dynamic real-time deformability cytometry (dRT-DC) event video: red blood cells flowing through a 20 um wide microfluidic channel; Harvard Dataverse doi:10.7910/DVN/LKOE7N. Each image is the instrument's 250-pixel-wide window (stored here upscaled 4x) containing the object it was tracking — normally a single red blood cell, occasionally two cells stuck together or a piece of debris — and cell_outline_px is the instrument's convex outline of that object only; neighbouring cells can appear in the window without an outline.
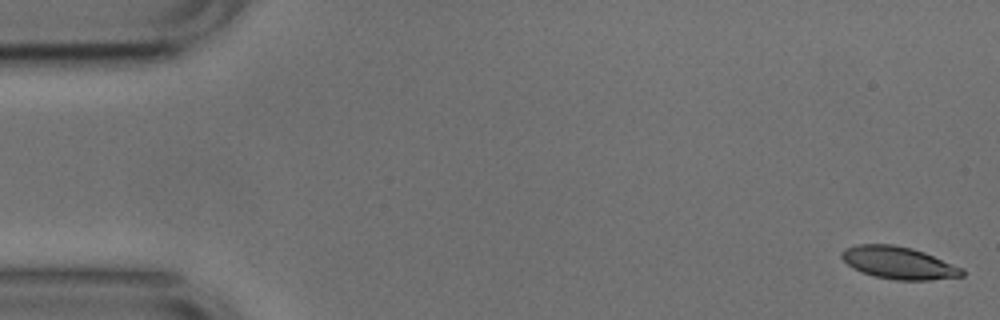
{"species": "common noctule bat (a hibernating species)", "species_latin": "Nyctalus noctula", "temperature_condition": "cold", "stored_images_in_passage": 54, "camera_frame_rate_fps": 3000, "um_per_image_px": 0.085, "animal": {"sex": "male", "body_mass_g": 17.9, "forearm_length_mm": 54.2}, "frame": {"image": 1, "passage_image": 1, "time_ms": 0.0, "image_size_px": [1000, 320], "cell_outline_px": [[964, 276], [928, 280], [896, 280], [876, 276], [860, 272], [848, 264], [840, 256], [840, 252], [844, 248], [856, 244], [892, 244], [912, 248], [924, 252], [964, 268]], "centroid_in_image_um": [76.38, 22.33], "position_along_channel_um": 8.6, "area_um2": 22.77}}
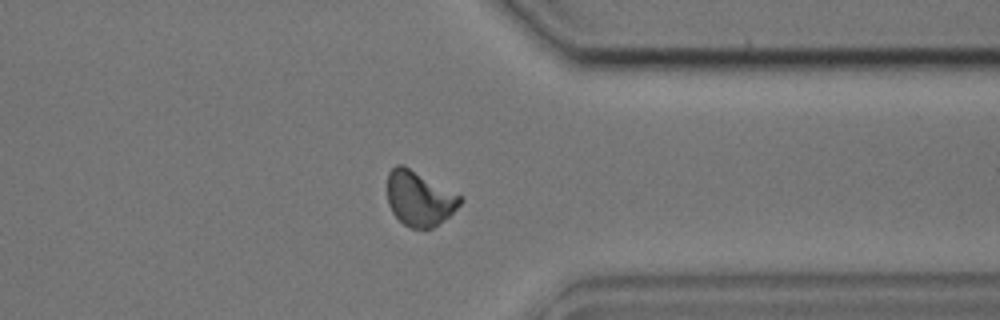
{"frame": {"image": 2, "passage_image": 41, "time_ms": 13.333, "image_size_px": [1000, 320], "cell_outline_px": [[464, 200], [448, 216], [432, 228], [412, 228], [404, 224], [392, 212], [388, 204], [388, 172], [396, 164], [404, 164], [464, 196]], "centroid_in_image_um": [35.66, 16.83], "position_along_channel_um": 375.7, "area_um2": 23.41}}
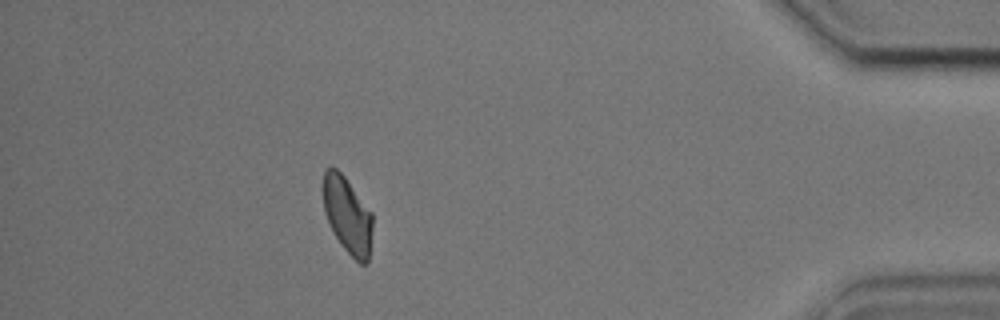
{"frame": {"image": 3, "passage_image": 47, "time_ms": 15.333, "image_size_px": [1000, 320], "cell_outline_px": [[372, 228], [368, 264], [360, 264], [344, 248], [328, 224], [324, 212], [324, 168], [336, 168], [344, 176], [372, 212]], "centroid_in_image_um": [29.54, 18.3], "position_along_channel_um": 405.7, "area_um2": 21.79}, "authors_computed_cell_mechanics": {"area_um2": 23.0044, "velocity_mm_per_s": 3.7365, "shape_relaxation_time_tau1_ms": 3.7812, "shape_relaxation_time_tau2_ms": 1.8387, "deformation_change_tau1": 0.1226, "deformation_change_tau2": 0.0632}}